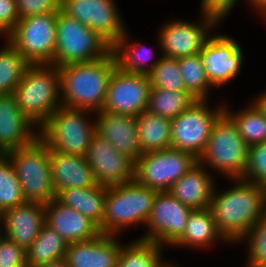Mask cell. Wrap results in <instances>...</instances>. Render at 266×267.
Instances as JSON below:
<instances>
[{
    "mask_svg": "<svg viewBox=\"0 0 266 267\" xmlns=\"http://www.w3.org/2000/svg\"><path fill=\"white\" fill-rule=\"evenodd\" d=\"M115 0H62L61 10L113 46L126 32Z\"/></svg>",
    "mask_w": 266,
    "mask_h": 267,
    "instance_id": "cell-14",
    "label": "cell"
},
{
    "mask_svg": "<svg viewBox=\"0 0 266 267\" xmlns=\"http://www.w3.org/2000/svg\"><path fill=\"white\" fill-rule=\"evenodd\" d=\"M116 237L101 233L90 240L69 243L64 257L67 266L117 267L122 243Z\"/></svg>",
    "mask_w": 266,
    "mask_h": 267,
    "instance_id": "cell-21",
    "label": "cell"
},
{
    "mask_svg": "<svg viewBox=\"0 0 266 267\" xmlns=\"http://www.w3.org/2000/svg\"><path fill=\"white\" fill-rule=\"evenodd\" d=\"M157 192L135 180L107 187L102 233L119 236L127 228L145 227Z\"/></svg>",
    "mask_w": 266,
    "mask_h": 267,
    "instance_id": "cell-4",
    "label": "cell"
},
{
    "mask_svg": "<svg viewBox=\"0 0 266 267\" xmlns=\"http://www.w3.org/2000/svg\"><path fill=\"white\" fill-rule=\"evenodd\" d=\"M216 242L228 243L218 231L210 209L206 208L192 210L182 236L171 247L205 251Z\"/></svg>",
    "mask_w": 266,
    "mask_h": 267,
    "instance_id": "cell-25",
    "label": "cell"
},
{
    "mask_svg": "<svg viewBox=\"0 0 266 267\" xmlns=\"http://www.w3.org/2000/svg\"><path fill=\"white\" fill-rule=\"evenodd\" d=\"M5 155L11 161L27 202L47 204L56 198L50 169L49 147L38 137Z\"/></svg>",
    "mask_w": 266,
    "mask_h": 267,
    "instance_id": "cell-7",
    "label": "cell"
},
{
    "mask_svg": "<svg viewBox=\"0 0 266 267\" xmlns=\"http://www.w3.org/2000/svg\"><path fill=\"white\" fill-rule=\"evenodd\" d=\"M147 75L151 88L187 91L179 69L178 59L162 56Z\"/></svg>",
    "mask_w": 266,
    "mask_h": 267,
    "instance_id": "cell-36",
    "label": "cell"
},
{
    "mask_svg": "<svg viewBox=\"0 0 266 267\" xmlns=\"http://www.w3.org/2000/svg\"><path fill=\"white\" fill-rule=\"evenodd\" d=\"M244 180L266 188V142L249 147V155Z\"/></svg>",
    "mask_w": 266,
    "mask_h": 267,
    "instance_id": "cell-38",
    "label": "cell"
},
{
    "mask_svg": "<svg viewBox=\"0 0 266 267\" xmlns=\"http://www.w3.org/2000/svg\"><path fill=\"white\" fill-rule=\"evenodd\" d=\"M218 25L213 18L202 15L195 22L184 19L165 21L157 34L161 55L178 59L199 53Z\"/></svg>",
    "mask_w": 266,
    "mask_h": 267,
    "instance_id": "cell-12",
    "label": "cell"
},
{
    "mask_svg": "<svg viewBox=\"0 0 266 267\" xmlns=\"http://www.w3.org/2000/svg\"><path fill=\"white\" fill-rule=\"evenodd\" d=\"M247 1L251 8L256 11V14L263 17L266 14V0H244Z\"/></svg>",
    "mask_w": 266,
    "mask_h": 267,
    "instance_id": "cell-43",
    "label": "cell"
},
{
    "mask_svg": "<svg viewBox=\"0 0 266 267\" xmlns=\"http://www.w3.org/2000/svg\"><path fill=\"white\" fill-rule=\"evenodd\" d=\"M212 34L199 56L211 85L221 87L233 81L241 72L244 53L242 46L232 36Z\"/></svg>",
    "mask_w": 266,
    "mask_h": 267,
    "instance_id": "cell-15",
    "label": "cell"
},
{
    "mask_svg": "<svg viewBox=\"0 0 266 267\" xmlns=\"http://www.w3.org/2000/svg\"><path fill=\"white\" fill-rule=\"evenodd\" d=\"M107 186L96 185L86 188H67L56 194V199L92 220L102 233Z\"/></svg>",
    "mask_w": 266,
    "mask_h": 267,
    "instance_id": "cell-26",
    "label": "cell"
},
{
    "mask_svg": "<svg viewBox=\"0 0 266 267\" xmlns=\"http://www.w3.org/2000/svg\"><path fill=\"white\" fill-rule=\"evenodd\" d=\"M198 162L193 154L173 148L145 153L135 162L134 180L157 191H168Z\"/></svg>",
    "mask_w": 266,
    "mask_h": 267,
    "instance_id": "cell-11",
    "label": "cell"
},
{
    "mask_svg": "<svg viewBox=\"0 0 266 267\" xmlns=\"http://www.w3.org/2000/svg\"><path fill=\"white\" fill-rule=\"evenodd\" d=\"M57 12L19 19L5 38L30 63L50 64L56 41Z\"/></svg>",
    "mask_w": 266,
    "mask_h": 267,
    "instance_id": "cell-10",
    "label": "cell"
},
{
    "mask_svg": "<svg viewBox=\"0 0 266 267\" xmlns=\"http://www.w3.org/2000/svg\"><path fill=\"white\" fill-rule=\"evenodd\" d=\"M44 224L45 210L42 203L25 202L0 215L3 236L26 249L36 239Z\"/></svg>",
    "mask_w": 266,
    "mask_h": 267,
    "instance_id": "cell-20",
    "label": "cell"
},
{
    "mask_svg": "<svg viewBox=\"0 0 266 267\" xmlns=\"http://www.w3.org/2000/svg\"><path fill=\"white\" fill-rule=\"evenodd\" d=\"M249 146L239 135L232 119L223 112L213 125L199 162L225 179L243 178L247 167ZM213 168V169H212Z\"/></svg>",
    "mask_w": 266,
    "mask_h": 267,
    "instance_id": "cell-5",
    "label": "cell"
},
{
    "mask_svg": "<svg viewBox=\"0 0 266 267\" xmlns=\"http://www.w3.org/2000/svg\"><path fill=\"white\" fill-rule=\"evenodd\" d=\"M141 153L171 148V120L145 110L136 117Z\"/></svg>",
    "mask_w": 266,
    "mask_h": 267,
    "instance_id": "cell-28",
    "label": "cell"
},
{
    "mask_svg": "<svg viewBox=\"0 0 266 267\" xmlns=\"http://www.w3.org/2000/svg\"><path fill=\"white\" fill-rule=\"evenodd\" d=\"M4 236H3V233L1 232V229H0V241H1V239L3 238Z\"/></svg>",
    "mask_w": 266,
    "mask_h": 267,
    "instance_id": "cell-47",
    "label": "cell"
},
{
    "mask_svg": "<svg viewBox=\"0 0 266 267\" xmlns=\"http://www.w3.org/2000/svg\"><path fill=\"white\" fill-rule=\"evenodd\" d=\"M201 15L213 18L218 24L232 12L237 2L240 0H200Z\"/></svg>",
    "mask_w": 266,
    "mask_h": 267,
    "instance_id": "cell-41",
    "label": "cell"
},
{
    "mask_svg": "<svg viewBox=\"0 0 266 267\" xmlns=\"http://www.w3.org/2000/svg\"><path fill=\"white\" fill-rule=\"evenodd\" d=\"M252 102L266 116V91L258 94Z\"/></svg>",
    "mask_w": 266,
    "mask_h": 267,
    "instance_id": "cell-44",
    "label": "cell"
},
{
    "mask_svg": "<svg viewBox=\"0 0 266 267\" xmlns=\"http://www.w3.org/2000/svg\"><path fill=\"white\" fill-rule=\"evenodd\" d=\"M178 63L186 90L196 100H209L213 86L205 73L199 53L178 58Z\"/></svg>",
    "mask_w": 266,
    "mask_h": 267,
    "instance_id": "cell-34",
    "label": "cell"
},
{
    "mask_svg": "<svg viewBox=\"0 0 266 267\" xmlns=\"http://www.w3.org/2000/svg\"><path fill=\"white\" fill-rule=\"evenodd\" d=\"M150 89L148 75L123 72L117 67L110 78L102 110L137 117L147 109Z\"/></svg>",
    "mask_w": 266,
    "mask_h": 267,
    "instance_id": "cell-16",
    "label": "cell"
},
{
    "mask_svg": "<svg viewBox=\"0 0 266 267\" xmlns=\"http://www.w3.org/2000/svg\"><path fill=\"white\" fill-rule=\"evenodd\" d=\"M117 68L112 51L89 62L58 67L62 107L100 111L105 103L110 78Z\"/></svg>",
    "mask_w": 266,
    "mask_h": 267,
    "instance_id": "cell-2",
    "label": "cell"
},
{
    "mask_svg": "<svg viewBox=\"0 0 266 267\" xmlns=\"http://www.w3.org/2000/svg\"><path fill=\"white\" fill-rule=\"evenodd\" d=\"M38 137L39 128L22 114L15 96L0 95V153L28 146Z\"/></svg>",
    "mask_w": 266,
    "mask_h": 267,
    "instance_id": "cell-19",
    "label": "cell"
},
{
    "mask_svg": "<svg viewBox=\"0 0 266 267\" xmlns=\"http://www.w3.org/2000/svg\"><path fill=\"white\" fill-rule=\"evenodd\" d=\"M212 172L198 162L176 181L168 192L192 210L209 208L216 186Z\"/></svg>",
    "mask_w": 266,
    "mask_h": 267,
    "instance_id": "cell-24",
    "label": "cell"
},
{
    "mask_svg": "<svg viewBox=\"0 0 266 267\" xmlns=\"http://www.w3.org/2000/svg\"><path fill=\"white\" fill-rule=\"evenodd\" d=\"M26 201L14 167L9 158L0 157V215Z\"/></svg>",
    "mask_w": 266,
    "mask_h": 267,
    "instance_id": "cell-35",
    "label": "cell"
},
{
    "mask_svg": "<svg viewBox=\"0 0 266 267\" xmlns=\"http://www.w3.org/2000/svg\"><path fill=\"white\" fill-rule=\"evenodd\" d=\"M49 154L52 183L56 194L67 188L98 185L85 156L65 154L50 149Z\"/></svg>",
    "mask_w": 266,
    "mask_h": 267,
    "instance_id": "cell-23",
    "label": "cell"
},
{
    "mask_svg": "<svg viewBox=\"0 0 266 267\" xmlns=\"http://www.w3.org/2000/svg\"><path fill=\"white\" fill-rule=\"evenodd\" d=\"M262 19H264L265 24H266V14L262 17Z\"/></svg>",
    "mask_w": 266,
    "mask_h": 267,
    "instance_id": "cell-48",
    "label": "cell"
},
{
    "mask_svg": "<svg viewBox=\"0 0 266 267\" xmlns=\"http://www.w3.org/2000/svg\"><path fill=\"white\" fill-rule=\"evenodd\" d=\"M91 114L95 112L61 106L39 128V138L50 150L85 156L96 133V118L90 120Z\"/></svg>",
    "mask_w": 266,
    "mask_h": 267,
    "instance_id": "cell-6",
    "label": "cell"
},
{
    "mask_svg": "<svg viewBox=\"0 0 266 267\" xmlns=\"http://www.w3.org/2000/svg\"><path fill=\"white\" fill-rule=\"evenodd\" d=\"M196 99L188 91L151 88L147 111L170 120L186 111Z\"/></svg>",
    "mask_w": 266,
    "mask_h": 267,
    "instance_id": "cell-32",
    "label": "cell"
},
{
    "mask_svg": "<svg viewBox=\"0 0 266 267\" xmlns=\"http://www.w3.org/2000/svg\"><path fill=\"white\" fill-rule=\"evenodd\" d=\"M165 247L142 239L122 244L117 267H163L165 258L162 251Z\"/></svg>",
    "mask_w": 266,
    "mask_h": 267,
    "instance_id": "cell-31",
    "label": "cell"
},
{
    "mask_svg": "<svg viewBox=\"0 0 266 267\" xmlns=\"http://www.w3.org/2000/svg\"><path fill=\"white\" fill-rule=\"evenodd\" d=\"M85 158L99 185L109 187L134 180L135 163L97 133L92 137Z\"/></svg>",
    "mask_w": 266,
    "mask_h": 267,
    "instance_id": "cell-17",
    "label": "cell"
},
{
    "mask_svg": "<svg viewBox=\"0 0 266 267\" xmlns=\"http://www.w3.org/2000/svg\"><path fill=\"white\" fill-rule=\"evenodd\" d=\"M224 103V112L235 123L239 135L250 147L266 142V116L251 101L243 109L232 111ZM231 110V111H230Z\"/></svg>",
    "mask_w": 266,
    "mask_h": 267,
    "instance_id": "cell-30",
    "label": "cell"
},
{
    "mask_svg": "<svg viewBox=\"0 0 266 267\" xmlns=\"http://www.w3.org/2000/svg\"><path fill=\"white\" fill-rule=\"evenodd\" d=\"M68 243L54 229L44 224L33 243L26 249L28 267H38L64 259Z\"/></svg>",
    "mask_w": 266,
    "mask_h": 267,
    "instance_id": "cell-29",
    "label": "cell"
},
{
    "mask_svg": "<svg viewBox=\"0 0 266 267\" xmlns=\"http://www.w3.org/2000/svg\"><path fill=\"white\" fill-rule=\"evenodd\" d=\"M44 210L45 224L56 230L68 244L90 240L101 234L92 220L56 198L45 204Z\"/></svg>",
    "mask_w": 266,
    "mask_h": 267,
    "instance_id": "cell-22",
    "label": "cell"
},
{
    "mask_svg": "<svg viewBox=\"0 0 266 267\" xmlns=\"http://www.w3.org/2000/svg\"><path fill=\"white\" fill-rule=\"evenodd\" d=\"M13 95L22 114L40 128L62 106L58 67L30 64Z\"/></svg>",
    "mask_w": 266,
    "mask_h": 267,
    "instance_id": "cell-3",
    "label": "cell"
},
{
    "mask_svg": "<svg viewBox=\"0 0 266 267\" xmlns=\"http://www.w3.org/2000/svg\"><path fill=\"white\" fill-rule=\"evenodd\" d=\"M0 267H28L26 248L3 237L0 241Z\"/></svg>",
    "mask_w": 266,
    "mask_h": 267,
    "instance_id": "cell-39",
    "label": "cell"
},
{
    "mask_svg": "<svg viewBox=\"0 0 266 267\" xmlns=\"http://www.w3.org/2000/svg\"><path fill=\"white\" fill-rule=\"evenodd\" d=\"M19 17L26 18L51 12H58L61 9L62 0H15Z\"/></svg>",
    "mask_w": 266,
    "mask_h": 267,
    "instance_id": "cell-40",
    "label": "cell"
},
{
    "mask_svg": "<svg viewBox=\"0 0 266 267\" xmlns=\"http://www.w3.org/2000/svg\"><path fill=\"white\" fill-rule=\"evenodd\" d=\"M128 34L126 31L112 46L111 51L115 57L117 67L123 72L147 75L157 65L162 55L153 60L155 50L147 48L140 42H132L131 36Z\"/></svg>",
    "mask_w": 266,
    "mask_h": 267,
    "instance_id": "cell-27",
    "label": "cell"
},
{
    "mask_svg": "<svg viewBox=\"0 0 266 267\" xmlns=\"http://www.w3.org/2000/svg\"><path fill=\"white\" fill-rule=\"evenodd\" d=\"M20 17L15 0H0V37L5 39L14 29Z\"/></svg>",
    "mask_w": 266,
    "mask_h": 267,
    "instance_id": "cell-42",
    "label": "cell"
},
{
    "mask_svg": "<svg viewBox=\"0 0 266 267\" xmlns=\"http://www.w3.org/2000/svg\"><path fill=\"white\" fill-rule=\"evenodd\" d=\"M163 267H178L177 265L175 266V263H172V262H168L163 266Z\"/></svg>",
    "mask_w": 266,
    "mask_h": 267,
    "instance_id": "cell-46",
    "label": "cell"
},
{
    "mask_svg": "<svg viewBox=\"0 0 266 267\" xmlns=\"http://www.w3.org/2000/svg\"><path fill=\"white\" fill-rule=\"evenodd\" d=\"M213 191L209 209L220 234L228 244H238L266 213V188L242 178Z\"/></svg>",
    "mask_w": 266,
    "mask_h": 267,
    "instance_id": "cell-1",
    "label": "cell"
},
{
    "mask_svg": "<svg viewBox=\"0 0 266 267\" xmlns=\"http://www.w3.org/2000/svg\"><path fill=\"white\" fill-rule=\"evenodd\" d=\"M254 267H266V264L265 265H260V266H254Z\"/></svg>",
    "mask_w": 266,
    "mask_h": 267,
    "instance_id": "cell-49",
    "label": "cell"
},
{
    "mask_svg": "<svg viewBox=\"0 0 266 267\" xmlns=\"http://www.w3.org/2000/svg\"><path fill=\"white\" fill-rule=\"evenodd\" d=\"M111 49L112 46L91 28L69 17L61 9L57 12L55 52L51 65L60 67L97 60L107 56Z\"/></svg>",
    "mask_w": 266,
    "mask_h": 267,
    "instance_id": "cell-8",
    "label": "cell"
},
{
    "mask_svg": "<svg viewBox=\"0 0 266 267\" xmlns=\"http://www.w3.org/2000/svg\"><path fill=\"white\" fill-rule=\"evenodd\" d=\"M38 267H68L67 263L64 259H61L59 261L56 262H52V263H48V264H44Z\"/></svg>",
    "mask_w": 266,
    "mask_h": 267,
    "instance_id": "cell-45",
    "label": "cell"
},
{
    "mask_svg": "<svg viewBox=\"0 0 266 267\" xmlns=\"http://www.w3.org/2000/svg\"><path fill=\"white\" fill-rule=\"evenodd\" d=\"M0 47V95H11L30 63L8 42Z\"/></svg>",
    "mask_w": 266,
    "mask_h": 267,
    "instance_id": "cell-33",
    "label": "cell"
},
{
    "mask_svg": "<svg viewBox=\"0 0 266 267\" xmlns=\"http://www.w3.org/2000/svg\"><path fill=\"white\" fill-rule=\"evenodd\" d=\"M207 100H196L186 111L171 120V148L200 158L205 151L213 125L224 112V103L210 107Z\"/></svg>",
    "mask_w": 266,
    "mask_h": 267,
    "instance_id": "cell-9",
    "label": "cell"
},
{
    "mask_svg": "<svg viewBox=\"0 0 266 267\" xmlns=\"http://www.w3.org/2000/svg\"><path fill=\"white\" fill-rule=\"evenodd\" d=\"M246 243L248 248L247 265L245 267H254L266 264V213L253 226L247 235L238 243ZM248 244V245H247Z\"/></svg>",
    "mask_w": 266,
    "mask_h": 267,
    "instance_id": "cell-37",
    "label": "cell"
},
{
    "mask_svg": "<svg viewBox=\"0 0 266 267\" xmlns=\"http://www.w3.org/2000/svg\"><path fill=\"white\" fill-rule=\"evenodd\" d=\"M95 113L96 133L135 163L142 156L136 117L102 109Z\"/></svg>",
    "mask_w": 266,
    "mask_h": 267,
    "instance_id": "cell-18",
    "label": "cell"
},
{
    "mask_svg": "<svg viewBox=\"0 0 266 267\" xmlns=\"http://www.w3.org/2000/svg\"><path fill=\"white\" fill-rule=\"evenodd\" d=\"M191 212L190 207L168 191H158L146 224L148 231L139 239L154 242L161 247H171L182 236Z\"/></svg>",
    "mask_w": 266,
    "mask_h": 267,
    "instance_id": "cell-13",
    "label": "cell"
}]
</instances>
